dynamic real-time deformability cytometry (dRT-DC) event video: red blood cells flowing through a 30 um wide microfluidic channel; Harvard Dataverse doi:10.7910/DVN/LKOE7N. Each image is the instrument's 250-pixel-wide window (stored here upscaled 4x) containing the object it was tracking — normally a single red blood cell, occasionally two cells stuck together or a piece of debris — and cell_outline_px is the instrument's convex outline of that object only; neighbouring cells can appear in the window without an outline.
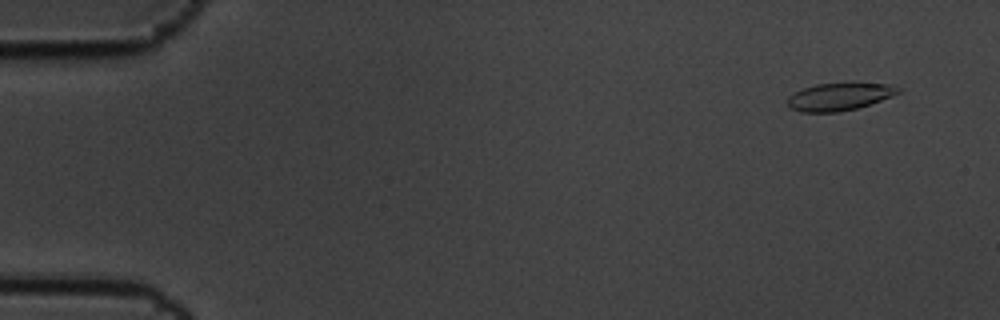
{"species": "common noctule bat (a hibernating species)", "species_latin": "Nyctalus noctula", "temperature_condition": "cold", "stored_images_in_passage": 5, "camera_frame_rate_fps": 3000, "um_per_image_px": 0.085, "animal": {"sex": "male", "body_mass_g": 19.5, "forearm_length_mm": 54.6}, "frame": {"image": 1, "passage_image": 2, "time_ms": 0.333, "image_size_px": [1000, 320], "cell_outline_px": [[904, 88], [900, 92], [880, 100], [856, 108], [836, 112], [800, 112], [792, 108], [788, 104], [788, 96], [804, 88], [816, 84], [892, 84]], "centroid_in_image_um": [71.35, 8.22], "position_along_channel_um": 13.6, "area_um2": 17.28}}
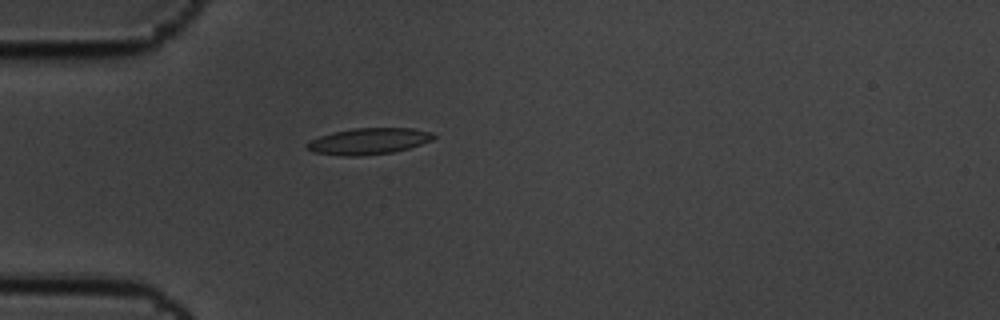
{"frame": {"image": 2, "passage_image": 5, "time_ms": 1.333, "image_size_px": [1000, 320], "cell_outline_px": [[436, 136], [432, 140], [408, 148], [392, 152], [360, 156], [340, 156], [312, 152], [304, 148], [304, 144], [320, 136], [332, 132], [352, 128], [412, 128], [432, 132]], "centroid_in_image_um": [31.28, 12.0], "position_along_channel_um": 53.7, "area_um2": 19.54}}